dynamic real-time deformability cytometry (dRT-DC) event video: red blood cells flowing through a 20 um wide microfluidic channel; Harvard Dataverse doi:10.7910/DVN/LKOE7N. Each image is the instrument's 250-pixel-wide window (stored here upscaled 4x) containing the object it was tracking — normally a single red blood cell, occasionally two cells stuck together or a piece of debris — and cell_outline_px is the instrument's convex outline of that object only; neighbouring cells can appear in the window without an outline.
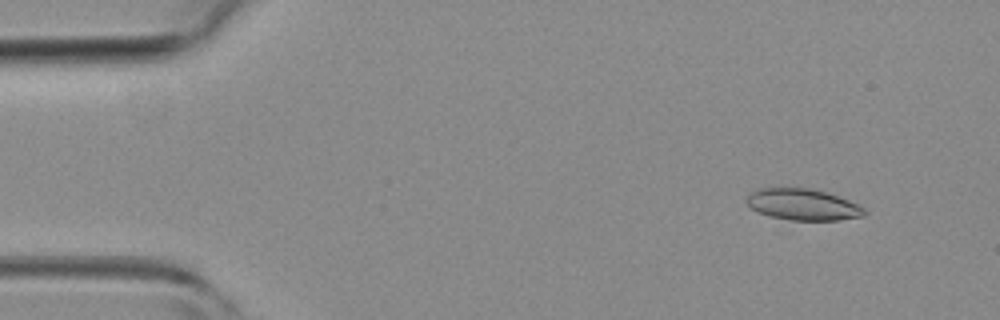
{"species": "common noctule bat (a hibernating species)", "species_latin": "Nyctalus noctula", "temperature_condition": "room temperature", "stored_images_in_passage": 4, "camera_frame_rate_fps": 3000, "um_per_image_px": 0.085, "animal": {"sex": "female", "body_mass_g": 19.3, "forearm_length_mm": 54.1}, "frame": {"image": 1, "passage_image": 1, "time_ms": 0.0, "image_size_px": [1000, 320], "cell_outline_px": [[868, 212], [864, 216], [836, 220], [788, 220], [768, 216], [752, 208], [744, 200], [748, 192], [760, 188], [812, 188], [828, 192], [848, 200], [864, 208]], "centroid_in_image_um": [68.22, 17.38], "position_along_channel_um": 16.8, "area_um2": 21.68}}
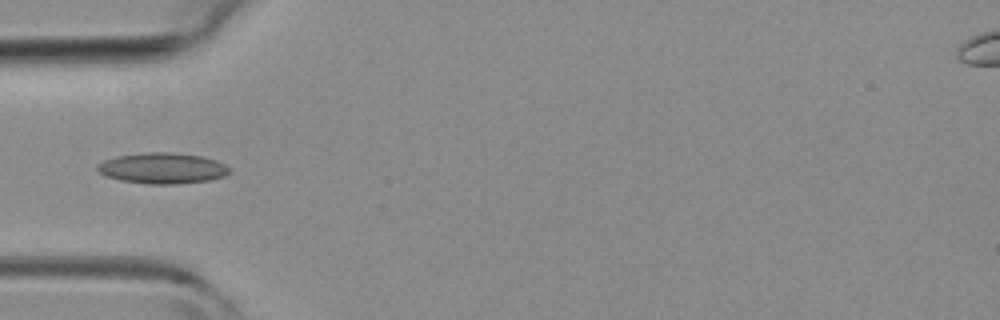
{"frame": {"image": 2, "passage_image": 4, "time_ms": 3.333, "image_size_px": [1000, 320], "cell_outline_px": [[228, 172], [224, 176], [208, 180], [176, 184], [148, 184], [120, 180], [108, 176], [100, 172], [96, 168], [96, 164], [104, 160], [116, 156], [144, 152], [176, 152], [204, 156], [216, 160], [224, 164], [228, 168]], "centroid_in_image_um": [13.79, 14.28], "position_along_channel_um": 71.2, "area_um2": 23.76}}